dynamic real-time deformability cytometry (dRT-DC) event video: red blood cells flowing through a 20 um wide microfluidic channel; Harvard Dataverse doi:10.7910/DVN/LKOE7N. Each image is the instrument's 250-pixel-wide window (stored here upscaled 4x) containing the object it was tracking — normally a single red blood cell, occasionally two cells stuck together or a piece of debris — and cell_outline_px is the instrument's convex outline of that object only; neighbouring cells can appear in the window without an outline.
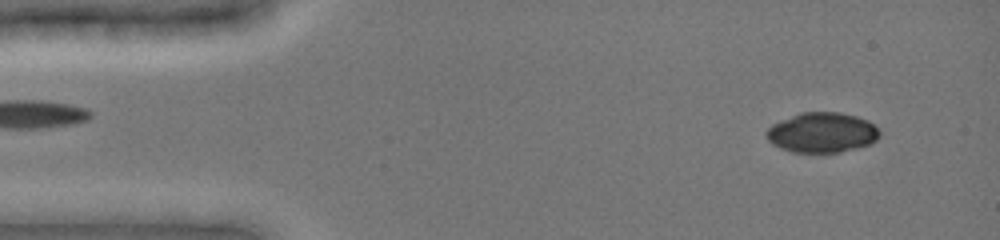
{"species": "common noctule bat (a hibernating species)", "species_latin": "Nyctalus noctula", "temperature_condition": "cold", "stored_images_in_passage": 47, "camera_frame_rate_fps": 3000, "um_per_image_px": 0.085, "animal": {"sex": "female", "body_mass_g": 19.0, "forearm_length_mm": 51.5}, "frame": {"image": 1, "passage_image": 3, "time_ms": 0.667, "image_size_px": [1000, 240], "cell_outline_px": [[880, 136], [872, 144], [840, 152], [792, 152], [780, 148], [772, 144], [768, 140], [764, 132], [772, 124], [780, 120], [800, 112], [840, 112], [856, 116], [868, 120], [880, 132]], "centroid_in_image_um": [69.85, 11.26], "position_along_channel_um": 15.1, "area_um2": 26.59}}
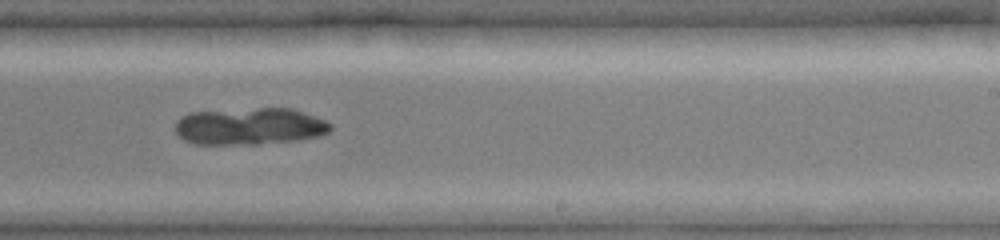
{"frame": {"image": 2, "passage_image": 29, "time_ms": 9.333, "image_size_px": [1000, 240], "cell_outline_px": [[332, 128], [328, 132], [320, 136], [296, 140], [256, 144], [192, 144], [184, 140], [176, 132], [176, 120], [180, 116], [188, 112], [256, 108], [292, 108], [324, 120], [332, 124]], "centroid_in_image_um": [21.19, 10.73], "position_along_channel_um": 267.8, "area_um2": 33.58}}
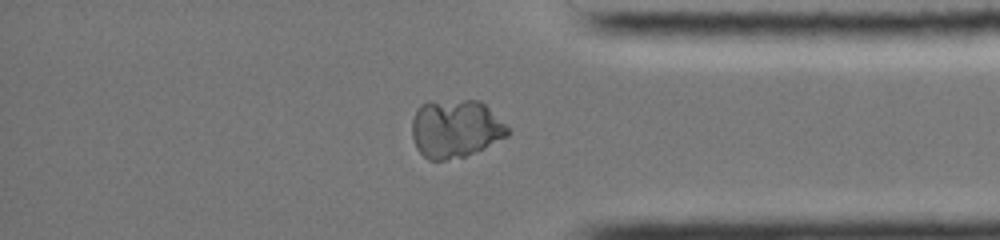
{"frame": {"image": 3, "passage_image": 39, "time_ms": 12.667, "image_size_px": [1000, 240], "cell_outline_px": [[512, 132], [508, 136], [484, 148], [464, 156], [444, 160], [428, 160], [416, 148], [412, 136], [412, 120], [420, 104], [428, 100], [480, 100]], "centroid_in_image_um": [38.69, 10.92], "position_along_channel_um": 396.5, "area_um2": 32.48}}